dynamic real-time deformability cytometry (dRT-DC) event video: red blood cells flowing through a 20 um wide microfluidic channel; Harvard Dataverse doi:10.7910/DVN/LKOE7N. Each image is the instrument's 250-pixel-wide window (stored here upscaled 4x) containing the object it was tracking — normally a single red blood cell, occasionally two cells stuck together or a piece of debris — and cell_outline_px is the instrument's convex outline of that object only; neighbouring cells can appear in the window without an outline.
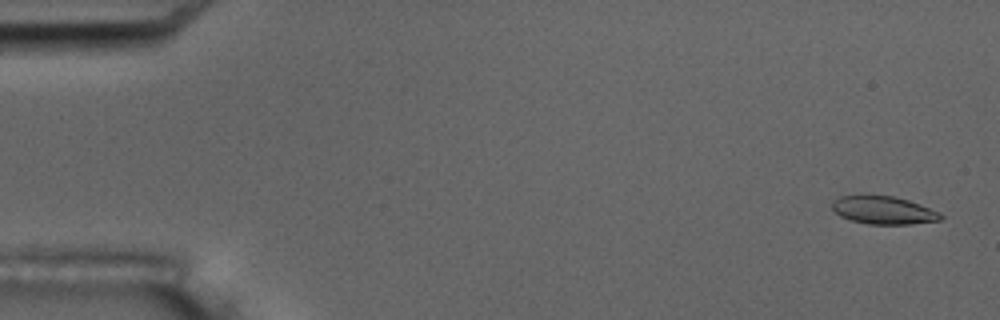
{"species": "common noctule bat (a hibernating species)", "species_latin": "Nyctalus noctula", "temperature_condition": "room temperature", "stored_images_in_passage": 5, "camera_frame_rate_fps": 3000, "um_per_image_px": 0.085, "animal": {"sex": "male", "body_mass_g": 17.5, "forearm_length_mm": 52.3}, "frame": {"image": 1, "passage_image": 1, "time_ms": 0.0, "image_size_px": [1000, 320], "cell_outline_px": [[944, 216], [940, 220], [912, 224], [868, 224], [852, 220], [840, 216], [832, 208], [832, 200], [840, 196], [892, 196], [908, 200], [920, 204], [940, 212]], "centroid_in_image_um": [75.12, 17.87], "position_along_channel_um": 9.9, "area_um2": 17.51}}
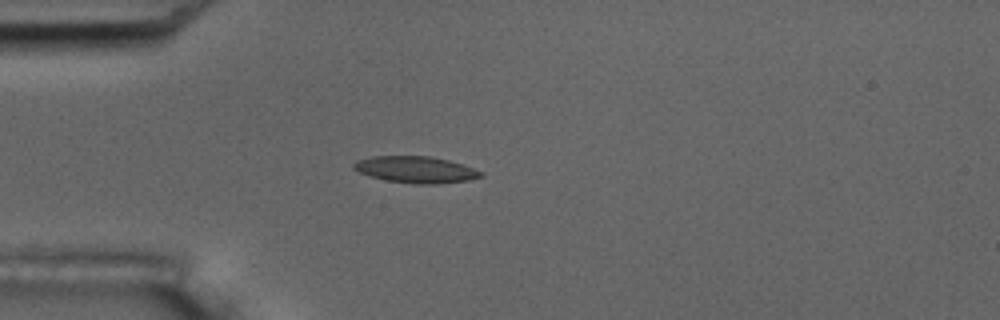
{"frame": {"image": 2, "passage_image": 5, "time_ms": 4.667, "image_size_px": [1000, 320], "cell_outline_px": [[484, 176], [468, 180], [436, 184], [412, 184], [388, 180], [372, 176], [360, 172], [352, 168], [352, 164], [356, 160], [372, 156], [432, 156], [448, 160], [484, 172]], "centroid_in_image_um": [35.34, 14.41], "position_along_channel_um": 49.7, "area_um2": 19.59}}